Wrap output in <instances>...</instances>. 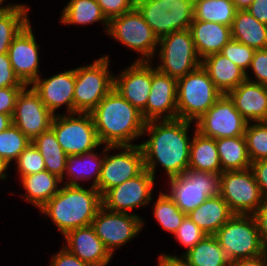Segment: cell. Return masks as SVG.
I'll use <instances>...</instances> for the list:
<instances>
[{"instance_id": "obj_54", "label": "cell", "mask_w": 267, "mask_h": 266, "mask_svg": "<svg viewBox=\"0 0 267 266\" xmlns=\"http://www.w3.org/2000/svg\"><path fill=\"white\" fill-rule=\"evenodd\" d=\"M13 124L12 116L0 113V132L6 130Z\"/></svg>"}, {"instance_id": "obj_24", "label": "cell", "mask_w": 267, "mask_h": 266, "mask_svg": "<svg viewBox=\"0 0 267 266\" xmlns=\"http://www.w3.org/2000/svg\"><path fill=\"white\" fill-rule=\"evenodd\" d=\"M201 66L222 94H228L246 80V73L221 53L203 58Z\"/></svg>"}, {"instance_id": "obj_30", "label": "cell", "mask_w": 267, "mask_h": 266, "mask_svg": "<svg viewBox=\"0 0 267 266\" xmlns=\"http://www.w3.org/2000/svg\"><path fill=\"white\" fill-rule=\"evenodd\" d=\"M223 171L246 170L251 160L247 151L245 136L215 139Z\"/></svg>"}, {"instance_id": "obj_36", "label": "cell", "mask_w": 267, "mask_h": 266, "mask_svg": "<svg viewBox=\"0 0 267 266\" xmlns=\"http://www.w3.org/2000/svg\"><path fill=\"white\" fill-rule=\"evenodd\" d=\"M30 8H16L0 12V54L8 53L13 39L30 22Z\"/></svg>"}, {"instance_id": "obj_28", "label": "cell", "mask_w": 267, "mask_h": 266, "mask_svg": "<svg viewBox=\"0 0 267 266\" xmlns=\"http://www.w3.org/2000/svg\"><path fill=\"white\" fill-rule=\"evenodd\" d=\"M19 178L26 193L23 199L39 210L59 192L62 183L61 178L47 170Z\"/></svg>"}, {"instance_id": "obj_42", "label": "cell", "mask_w": 267, "mask_h": 266, "mask_svg": "<svg viewBox=\"0 0 267 266\" xmlns=\"http://www.w3.org/2000/svg\"><path fill=\"white\" fill-rule=\"evenodd\" d=\"M255 50L241 42L231 39L220 51L234 64L247 73L250 68Z\"/></svg>"}, {"instance_id": "obj_35", "label": "cell", "mask_w": 267, "mask_h": 266, "mask_svg": "<svg viewBox=\"0 0 267 266\" xmlns=\"http://www.w3.org/2000/svg\"><path fill=\"white\" fill-rule=\"evenodd\" d=\"M237 9L232 0H194V19L232 25Z\"/></svg>"}, {"instance_id": "obj_50", "label": "cell", "mask_w": 267, "mask_h": 266, "mask_svg": "<svg viewBox=\"0 0 267 266\" xmlns=\"http://www.w3.org/2000/svg\"><path fill=\"white\" fill-rule=\"evenodd\" d=\"M253 216L257 222L261 241L263 245L267 248V199H264V201L253 214Z\"/></svg>"}, {"instance_id": "obj_49", "label": "cell", "mask_w": 267, "mask_h": 266, "mask_svg": "<svg viewBox=\"0 0 267 266\" xmlns=\"http://www.w3.org/2000/svg\"><path fill=\"white\" fill-rule=\"evenodd\" d=\"M264 199H267V159L252 162L250 165Z\"/></svg>"}, {"instance_id": "obj_31", "label": "cell", "mask_w": 267, "mask_h": 266, "mask_svg": "<svg viewBox=\"0 0 267 266\" xmlns=\"http://www.w3.org/2000/svg\"><path fill=\"white\" fill-rule=\"evenodd\" d=\"M180 257L189 266H230L229 259L214 235H206Z\"/></svg>"}, {"instance_id": "obj_45", "label": "cell", "mask_w": 267, "mask_h": 266, "mask_svg": "<svg viewBox=\"0 0 267 266\" xmlns=\"http://www.w3.org/2000/svg\"><path fill=\"white\" fill-rule=\"evenodd\" d=\"M104 16L110 21L135 7V0H96Z\"/></svg>"}, {"instance_id": "obj_11", "label": "cell", "mask_w": 267, "mask_h": 266, "mask_svg": "<svg viewBox=\"0 0 267 266\" xmlns=\"http://www.w3.org/2000/svg\"><path fill=\"white\" fill-rule=\"evenodd\" d=\"M219 195L233 214L253 215L264 201L252 170L223 171Z\"/></svg>"}, {"instance_id": "obj_27", "label": "cell", "mask_w": 267, "mask_h": 266, "mask_svg": "<svg viewBox=\"0 0 267 266\" xmlns=\"http://www.w3.org/2000/svg\"><path fill=\"white\" fill-rule=\"evenodd\" d=\"M231 35L233 40L254 50L267 49V25L258 21L246 9L236 11Z\"/></svg>"}, {"instance_id": "obj_5", "label": "cell", "mask_w": 267, "mask_h": 266, "mask_svg": "<svg viewBox=\"0 0 267 266\" xmlns=\"http://www.w3.org/2000/svg\"><path fill=\"white\" fill-rule=\"evenodd\" d=\"M214 236L230 262L257 257L267 251L253 215L234 214Z\"/></svg>"}, {"instance_id": "obj_41", "label": "cell", "mask_w": 267, "mask_h": 266, "mask_svg": "<svg viewBox=\"0 0 267 266\" xmlns=\"http://www.w3.org/2000/svg\"><path fill=\"white\" fill-rule=\"evenodd\" d=\"M20 177L46 170L41 153L31 143L15 161Z\"/></svg>"}, {"instance_id": "obj_7", "label": "cell", "mask_w": 267, "mask_h": 266, "mask_svg": "<svg viewBox=\"0 0 267 266\" xmlns=\"http://www.w3.org/2000/svg\"><path fill=\"white\" fill-rule=\"evenodd\" d=\"M50 128L67 156L88 153L102 145L90 113L56 114Z\"/></svg>"}, {"instance_id": "obj_26", "label": "cell", "mask_w": 267, "mask_h": 266, "mask_svg": "<svg viewBox=\"0 0 267 266\" xmlns=\"http://www.w3.org/2000/svg\"><path fill=\"white\" fill-rule=\"evenodd\" d=\"M103 159L104 148L102 154H97L93 150L80 155L67 156L64 178L67 176L68 179L63 180L62 183L64 182L65 185L69 186H80L79 181H88L93 178L91 186L96 187L99 182Z\"/></svg>"}, {"instance_id": "obj_1", "label": "cell", "mask_w": 267, "mask_h": 266, "mask_svg": "<svg viewBox=\"0 0 267 266\" xmlns=\"http://www.w3.org/2000/svg\"><path fill=\"white\" fill-rule=\"evenodd\" d=\"M190 121L182 119L147 121L143 135L149 138L140 145L145 169L156 178V167L161 165L168 179L180 176L189 168L190 145L188 129Z\"/></svg>"}, {"instance_id": "obj_44", "label": "cell", "mask_w": 267, "mask_h": 266, "mask_svg": "<svg viewBox=\"0 0 267 266\" xmlns=\"http://www.w3.org/2000/svg\"><path fill=\"white\" fill-rule=\"evenodd\" d=\"M255 79L246 73V80L267 86V49L255 50L250 68Z\"/></svg>"}, {"instance_id": "obj_10", "label": "cell", "mask_w": 267, "mask_h": 266, "mask_svg": "<svg viewBox=\"0 0 267 266\" xmlns=\"http://www.w3.org/2000/svg\"><path fill=\"white\" fill-rule=\"evenodd\" d=\"M115 149L117 151L120 149V152L113 155L107 154ZM144 170V156L140 145H105L100 178L95 188L103 196L109 189L136 177Z\"/></svg>"}, {"instance_id": "obj_29", "label": "cell", "mask_w": 267, "mask_h": 266, "mask_svg": "<svg viewBox=\"0 0 267 266\" xmlns=\"http://www.w3.org/2000/svg\"><path fill=\"white\" fill-rule=\"evenodd\" d=\"M192 137L188 169L221 174L222 168L215 139L202 135L196 128Z\"/></svg>"}, {"instance_id": "obj_33", "label": "cell", "mask_w": 267, "mask_h": 266, "mask_svg": "<svg viewBox=\"0 0 267 266\" xmlns=\"http://www.w3.org/2000/svg\"><path fill=\"white\" fill-rule=\"evenodd\" d=\"M32 144L41 153L46 170L49 173L57 175L63 181L67 154L59 145L54 131L49 128L38 135L32 141Z\"/></svg>"}, {"instance_id": "obj_40", "label": "cell", "mask_w": 267, "mask_h": 266, "mask_svg": "<svg viewBox=\"0 0 267 266\" xmlns=\"http://www.w3.org/2000/svg\"><path fill=\"white\" fill-rule=\"evenodd\" d=\"M168 12L172 18V32L189 29L194 19V0H173Z\"/></svg>"}, {"instance_id": "obj_52", "label": "cell", "mask_w": 267, "mask_h": 266, "mask_svg": "<svg viewBox=\"0 0 267 266\" xmlns=\"http://www.w3.org/2000/svg\"><path fill=\"white\" fill-rule=\"evenodd\" d=\"M230 266H267V251L257 257L232 261Z\"/></svg>"}, {"instance_id": "obj_32", "label": "cell", "mask_w": 267, "mask_h": 266, "mask_svg": "<svg viewBox=\"0 0 267 266\" xmlns=\"http://www.w3.org/2000/svg\"><path fill=\"white\" fill-rule=\"evenodd\" d=\"M100 21L107 32L109 21L96 0H69L61 12L60 19L63 25H86Z\"/></svg>"}, {"instance_id": "obj_17", "label": "cell", "mask_w": 267, "mask_h": 266, "mask_svg": "<svg viewBox=\"0 0 267 266\" xmlns=\"http://www.w3.org/2000/svg\"><path fill=\"white\" fill-rule=\"evenodd\" d=\"M141 114L146 122L177 119V79L160 72L153 65L150 94Z\"/></svg>"}, {"instance_id": "obj_16", "label": "cell", "mask_w": 267, "mask_h": 266, "mask_svg": "<svg viewBox=\"0 0 267 266\" xmlns=\"http://www.w3.org/2000/svg\"><path fill=\"white\" fill-rule=\"evenodd\" d=\"M53 117L31 85L20 91L12 120L31 142L51 127Z\"/></svg>"}, {"instance_id": "obj_20", "label": "cell", "mask_w": 267, "mask_h": 266, "mask_svg": "<svg viewBox=\"0 0 267 266\" xmlns=\"http://www.w3.org/2000/svg\"><path fill=\"white\" fill-rule=\"evenodd\" d=\"M74 85L75 69L63 71L47 79L39 76L31 84L53 115L64 105L67 113H74Z\"/></svg>"}, {"instance_id": "obj_38", "label": "cell", "mask_w": 267, "mask_h": 266, "mask_svg": "<svg viewBox=\"0 0 267 266\" xmlns=\"http://www.w3.org/2000/svg\"><path fill=\"white\" fill-rule=\"evenodd\" d=\"M31 143L32 142L12 124L9 128L0 132V157L9 165L12 161H16L20 154Z\"/></svg>"}, {"instance_id": "obj_37", "label": "cell", "mask_w": 267, "mask_h": 266, "mask_svg": "<svg viewBox=\"0 0 267 266\" xmlns=\"http://www.w3.org/2000/svg\"><path fill=\"white\" fill-rule=\"evenodd\" d=\"M157 197L152 206L153 215L161 228L174 235L187 214L180 210L167 193L160 192Z\"/></svg>"}, {"instance_id": "obj_51", "label": "cell", "mask_w": 267, "mask_h": 266, "mask_svg": "<svg viewBox=\"0 0 267 266\" xmlns=\"http://www.w3.org/2000/svg\"><path fill=\"white\" fill-rule=\"evenodd\" d=\"M246 10L258 21L267 25V0H254Z\"/></svg>"}, {"instance_id": "obj_57", "label": "cell", "mask_w": 267, "mask_h": 266, "mask_svg": "<svg viewBox=\"0 0 267 266\" xmlns=\"http://www.w3.org/2000/svg\"><path fill=\"white\" fill-rule=\"evenodd\" d=\"M10 165L2 158L0 157V180H5L8 178V174L5 173L7 172V169Z\"/></svg>"}, {"instance_id": "obj_9", "label": "cell", "mask_w": 267, "mask_h": 266, "mask_svg": "<svg viewBox=\"0 0 267 266\" xmlns=\"http://www.w3.org/2000/svg\"><path fill=\"white\" fill-rule=\"evenodd\" d=\"M160 58L156 68L170 77L179 79L201 66L189 29L174 31L159 39Z\"/></svg>"}, {"instance_id": "obj_53", "label": "cell", "mask_w": 267, "mask_h": 266, "mask_svg": "<svg viewBox=\"0 0 267 266\" xmlns=\"http://www.w3.org/2000/svg\"><path fill=\"white\" fill-rule=\"evenodd\" d=\"M157 266H189L182 257L169 254H161L158 257Z\"/></svg>"}, {"instance_id": "obj_39", "label": "cell", "mask_w": 267, "mask_h": 266, "mask_svg": "<svg viewBox=\"0 0 267 266\" xmlns=\"http://www.w3.org/2000/svg\"><path fill=\"white\" fill-rule=\"evenodd\" d=\"M244 136L251 162L267 159V121L248 122Z\"/></svg>"}, {"instance_id": "obj_15", "label": "cell", "mask_w": 267, "mask_h": 266, "mask_svg": "<svg viewBox=\"0 0 267 266\" xmlns=\"http://www.w3.org/2000/svg\"><path fill=\"white\" fill-rule=\"evenodd\" d=\"M154 183L155 178L145 169L136 177L109 189L102 196V206L121 213L148 206L152 200Z\"/></svg>"}, {"instance_id": "obj_23", "label": "cell", "mask_w": 267, "mask_h": 266, "mask_svg": "<svg viewBox=\"0 0 267 266\" xmlns=\"http://www.w3.org/2000/svg\"><path fill=\"white\" fill-rule=\"evenodd\" d=\"M189 30L201 60L211 54L220 53L232 39L231 27L215 22L193 20Z\"/></svg>"}, {"instance_id": "obj_22", "label": "cell", "mask_w": 267, "mask_h": 266, "mask_svg": "<svg viewBox=\"0 0 267 266\" xmlns=\"http://www.w3.org/2000/svg\"><path fill=\"white\" fill-rule=\"evenodd\" d=\"M227 95L248 122L267 121V86L245 80Z\"/></svg>"}, {"instance_id": "obj_43", "label": "cell", "mask_w": 267, "mask_h": 266, "mask_svg": "<svg viewBox=\"0 0 267 266\" xmlns=\"http://www.w3.org/2000/svg\"><path fill=\"white\" fill-rule=\"evenodd\" d=\"M207 234L186 216L174 234L180 245L186 247V252L192 249Z\"/></svg>"}, {"instance_id": "obj_46", "label": "cell", "mask_w": 267, "mask_h": 266, "mask_svg": "<svg viewBox=\"0 0 267 266\" xmlns=\"http://www.w3.org/2000/svg\"><path fill=\"white\" fill-rule=\"evenodd\" d=\"M25 86L14 73L8 53L0 54V88Z\"/></svg>"}, {"instance_id": "obj_4", "label": "cell", "mask_w": 267, "mask_h": 266, "mask_svg": "<svg viewBox=\"0 0 267 266\" xmlns=\"http://www.w3.org/2000/svg\"><path fill=\"white\" fill-rule=\"evenodd\" d=\"M222 96L202 66L177 79V119L197 121Z\"/></svg>"}, {"instance_id": "obj_48", "label": "cell", "mask_w": 267, "mask_h": 266, "mask_svg": "<svg viewBox=\"0 0 267 266\" xmlns=\"http://www.w3.org/2000/svg\"><path fill=\"white\" fill-rule=\"evenodd\" d=\"M49 266H90L88 263L81 261L78 257L70 253L64 246L55 253Z\"/></svg>"}, {"instance_id": "obj_55", "label": "cell", "mask_w": 267, "mask_h": 266, "mask_svg": "<svg viewBox=\"0 0 267 266\" xmlns=\"http://www.w3.org/2000/svg\"><path fill=\"white\" fill-rule=\"evenodd\" d=\"M4 1H6V0H0V12H8V11H11V10L16 9V8H30L25 4H18V3L17 4L8 3V5L4 6V5H2L4 3Z\"/></svg>"}, {"instance_id": "obj_13", "label": "cell", "mask_w": 267, "mask_h": 266, "mask_svg": "<svg viewBox=\"0 0 267 266\" xmlns=\"http://www.w3.org/2000/svg\"><path fill=\"white\" fill-rule=\"evenodd\" d=\"M144 224L138 214L115 212L101 206L91 225L113 256L117 248L140 234Z\"/></svg>"}, {"instance_id": "obj_12", "label": "cell", "mask_w": 267, "mask_h": 266, "mask_svg": "<svg viewBox=\"0 0 267 266\" xmlns=\"http://www.w3.org/2000/svg\"><path fill=\"white\" fill-rule=\"evenodd\" d=\"M170 192L167 193L188 214L208 198L219 195L220 174L188 169L180 176L169 178Z\"/></svg>"}, {"instance_id": "obj_14", "label": "cell", "mask_w": 267, "mask_h": 266, "mask_svg": "<svg viewBox=\"0 0 267 266\" xmlns=\"http://www.w3.org/2000/svg\"><path fill=\"white\" fill-rule=\"evenodd\" d=\"M194 124L202 135L218 139L244 136L248 121L236 110L230 97L222 94Z\"/></svg>"}, {"instance_id": "obj_2", "label": "cell", "mask_w": 267, "mask_h": 266, "mask_svg": "<svg viewBox=\"0 0 267 266\" xmlns=\"http://www.w3.org/2000/svg\"><path fill=\"white\" fill-rule=\"evenodd\" d=\"M99 141L104 146L132 144L143 136L146 121L141 111L113 88L90 112Z\"/></svg>"}, {"instance_id": "obj_8", "label": "cell", "mask_w": 267, "mask_h": 266, "mask_svg": "<svg viewBox=\"0 0 267 266\" xmlns=\"http://www.w3.org/2000/svg\"><path fill=\"white\" fill-rule=\"evenodd\" d=\"M107 33L125 47L141 54L136 61H152L157 55L159 39L136 7L111 19Z\"/></svg>"}, {"instance_id": "obj_56", "label": "cell", "mask_w": 267, "mask_h": 266, "mask_svg": "<svg viewBox=\"0 0 267 266\" xmlns=\"http://www.w3.org/2000/svg\"><path fill=\"white\" fill-rule=\"evenodd\" d=\"M237 10L247 9L254 0H232Z\"/></svg>"}, {"instance_id": "obj_3", "label": "cell", "mask_w": 267, "mask_h": 266, "mask_svg": "<svg viewBox=\"0 0 267 266\" xmlns=\"http://www.w3.org/2000/svg\"><path fill=\"white\" fill-rule=\"evenodd\" d=\"M102 206L100 192L90 185V188L80 186H62L41 209V214L47 215L63 236L69 231L92 224L98 210Z\"/></svg>"}, {"instance_id": "obj_19", "label": "cell", "mask_w": 267, "mask_h": 266, "mask_svg": "<svg viewBox=\"0 0 267 266\" xmlns=\"http://www.w3.org/2000/svg\"><path fill=\"white\" fill-rule=\"evenodd\" d=\"M152 84V61H135L114 76V88L139 111L146 108Z\"/></svg>"}, {"instance_id": "obj_18", "label": "cell", "mask_w": 267, "mask_h": 266, "mask_svg": "<svg viewBox=\"0 0 267 266\" xmlns=\"http://www.w3.org/2000/svg\"><path fill=\"white\" fill-rule=\"evenodd\" d=\"M29 22L13 39L8 56L14 73L19 80L31 85L39 76V48Z\"/></svg>"}, {"instance_id": "obj_58", "label": "cell", "mask_w": 267, "mask_h": 266, "mask_svg": "<svg viewBox=\"0 0 267 266\" xmlns=\"http://www.w3.org/2000/svg\"><path fill=\"white\" fill-rule=\"evenodd\" d=\"M155 1H166V2H167V5L170 6V4H171V2H172L173 0H155Z\"/></svg>"}, {"instance_id": "obj_34", "label": "cell", "mask_w": 267, "mask_h": 266, "mask_svg": "<svg viewBox=\"0 0 267 266\" xmlns=\"http://www.w3.org/2000/svg\"><path fill=\"white\" fill-rule=\"evenodd\" d=\"M135 7L158 39L172 33L170 6L166 1L135 0Z\"/></svg>"}, {"instance_id": "obj_47", "label": "cell", "mask_w": 267, "mask_h": 266, "mask_svg": "<svg viewBox=\"0 0 267 266\" xmlns=\"http://www.w3.org/2000/svg\"><path fill=\"white\" fill-rule=\"evenodd\" d=\"M24 87L0 88V113L13 116L16 99Z\"/></svg>"}, {"instance_id": "obj_21", "label": "cell", "mask_w": 267, "mask_h": 266, "mask_svg": "<svg viewBox=\"0 0 267 266\" xmlns=\"http://www.w3.org/2000/svg\"><path fill=\"white\" fill-rule=\"evenodd\" d=\"M64 238V247L90 266H106L112 260V255L96 235L92 225L71 230Z\"/></svg>"}, {"instance_id": "obj_6", "label": "cell", "mask_w": 267, "mask_h": 266, "mask_svg": "<svg viewBox=\"0 0 267 266\" xmlns=\"http://www.w3.org/2000/svg\"><path fill=\"white\" fill-rule=\"evenodd\" d=\"M109 65V55H105L75 68L74 113H90L114 88V74Z\"/></svg>"}, {"instance_id": "obj_25", "label": "cell", "mask_w": 267, "mask_h": 266, "mask_svg": "<svg viewBox=\"0 0 267 266\" xmlns=\"http://www.w3.org/2000/svg\"><path fill=\"white\" fill-rule=\"evenodd\" d=\"M233 215L220 195L208 198L187 214L207 235H214Z\"/></svg>"}]
</instances>
